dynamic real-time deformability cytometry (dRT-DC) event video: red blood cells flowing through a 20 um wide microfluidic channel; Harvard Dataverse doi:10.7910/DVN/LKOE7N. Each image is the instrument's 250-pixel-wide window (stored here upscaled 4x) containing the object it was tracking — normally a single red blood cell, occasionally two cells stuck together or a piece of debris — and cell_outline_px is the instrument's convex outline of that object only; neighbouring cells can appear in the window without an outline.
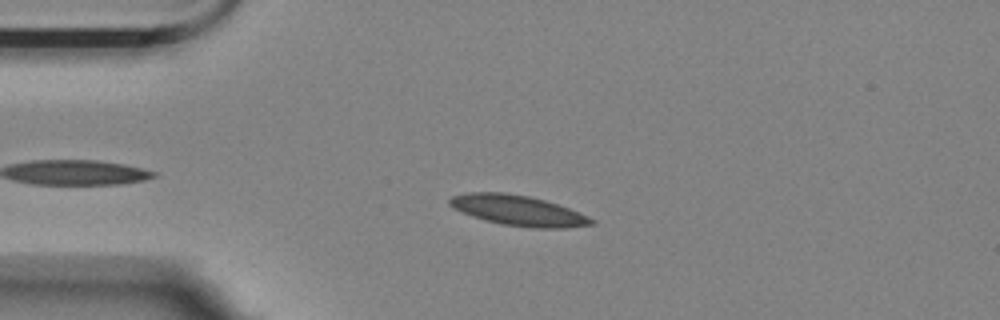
{"species": "Egyptian fruit bat (a non-hibernating species)", "species_latin": "Rousettus aegyptiacus", "temperature_condition": "room temperature", "stored_images_in_passage": 4, "camera_frame_rate_fps": 3000, "um_per_image_px": 0.085, "animal": {"sex": "female"}, "frame": {"image": 1, "passage_image": 4, "time_ms": 1.0, "image_size_px": [1000, 320], "cell_outline_px": [[596, 224], [568, 228], [532, 228], [500, 224], [484, 220], [472, 216], [452, 208], [448, 204], [448, 200], [452, 196], [468, 192], [504, 192], [528, 196], [544, 200], [568, 208], [588, 216], [596, 220]], "centroid_in_image_um": [44.03, 17.9], "position_along_channel_um": 41.0, "area_um2": 25.2}}